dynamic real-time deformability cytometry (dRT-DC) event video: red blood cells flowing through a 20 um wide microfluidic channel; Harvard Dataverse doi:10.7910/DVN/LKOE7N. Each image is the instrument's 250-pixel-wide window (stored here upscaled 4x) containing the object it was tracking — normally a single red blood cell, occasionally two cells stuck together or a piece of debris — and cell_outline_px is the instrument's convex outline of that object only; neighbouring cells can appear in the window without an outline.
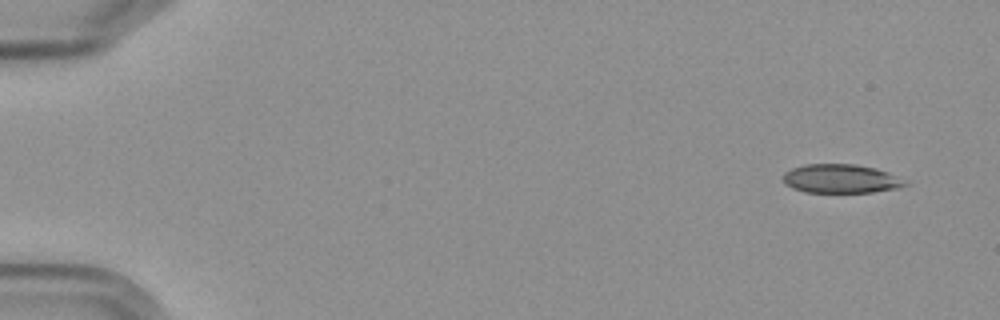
{"species": "Egyptian fruit bat (a non-hibernating species)", "species_latin": "Rousettus aegyptiacus", "temperature_condition": "cold", "stored_images_in_passage": 6, "camera_frame_rate_fps": 3000, "um_per_image_px": 0.085, "frame": {"image": 1, "passage_image": 1, "time_ms": 0.0, "image_size_px": [1000, 320], "cell_outline_px": [[908, 184], [896, 188], [872, 192], [804, 192], [792, 188], [784, 184], [784, 172], [792, 168], [804, 164], [856, 164], [876, 168], [888, 172], [908, 180]], "centroid_in_image_um": [71.48, 15.18], "position_along_channel_um": 13.5, "area_um2": 20.63}}